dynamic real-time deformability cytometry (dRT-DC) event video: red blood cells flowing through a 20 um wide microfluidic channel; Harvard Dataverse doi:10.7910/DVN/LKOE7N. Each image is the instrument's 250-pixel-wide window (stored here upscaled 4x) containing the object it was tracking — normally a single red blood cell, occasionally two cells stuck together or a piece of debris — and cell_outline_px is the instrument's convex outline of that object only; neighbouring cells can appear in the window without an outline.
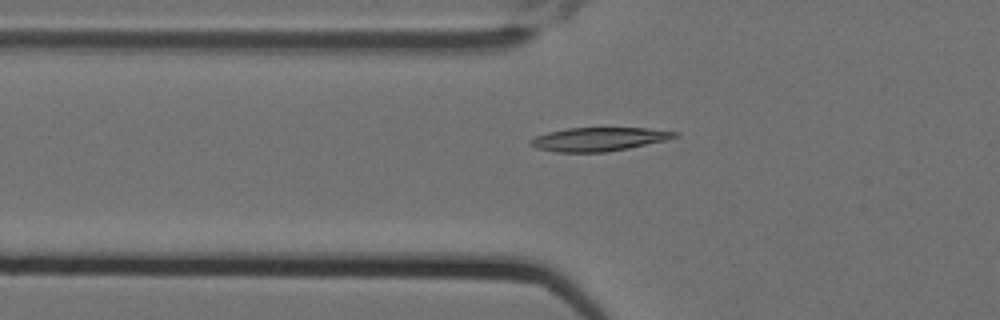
{"species": "Egyptian fruit bat (a non-hibernating species)", "species_latin": "Rousettus aegyptiacus", "temperature_condition": "cold", "stored_images_in_passage": 7, "camera_frame_rate_fps": 3000, "um_per_image_px": 0.085, "animal": {"sex": "female"}, "frame": {"image": 1, "passage_image": 7, "time_ms": 2.0, "image_size_px": [1000, 320], "cell_outline_px": [[680, 136], [668, 140], [628, 148], [604, 152], [556, 152], [536, 148], [528, 144], [528, 140], [536, 136], [548, 132], [568, 128], [648, 128], [680, 132]], "centroid_in_image_um": [50.92, 11.83], "position_along_channel_um": 74.9, "area_um2": 20.0}}